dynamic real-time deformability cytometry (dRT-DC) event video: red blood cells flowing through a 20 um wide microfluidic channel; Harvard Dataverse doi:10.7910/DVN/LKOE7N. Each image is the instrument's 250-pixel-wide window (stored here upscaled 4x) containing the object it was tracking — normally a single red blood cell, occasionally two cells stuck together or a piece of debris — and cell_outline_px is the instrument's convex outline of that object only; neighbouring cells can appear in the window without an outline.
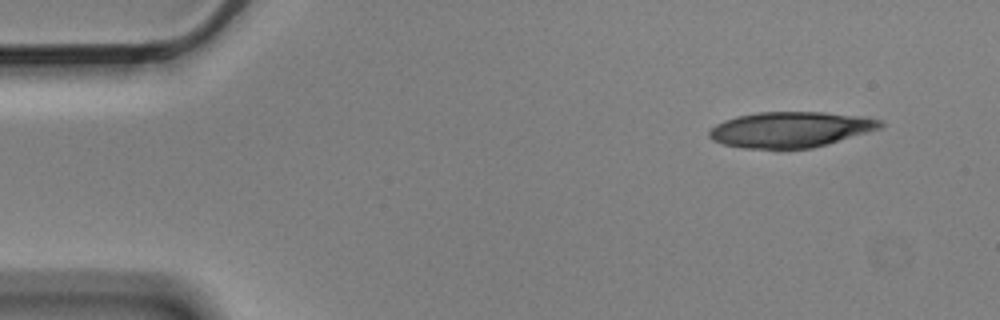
{"species": "Egyptian fruit bat (a non-hibernating species)", "species_latin": "Rousettus aegyptiacus", "temperature_condition": "cold", "stored_images_in_passage": 6, "segment_of_instrument_passage": [2, 2], "camera_frame_rate_fps": 3000, "um_per_image_px": 0.085, "animal": {"sex": "male"}, "frame": {"image": 1, "passage_image": 6, "time_ms": 1.667, "image_size_px": [1000, 320], "cell_outline_px": [[884, 124], [880, 128], [868, 132], [812, 148], [744, 148], [724, 144], [712, 140], [708, 136], [708, 132], [716, 124], [724, 120], [736, 116], [760, 112], [824, 112], [864, 116], [880, 120]], "centroid_in_image_um": [67.18, 11.0], "position_along_channel_um": 17.8, "area_um2": 35.32}}